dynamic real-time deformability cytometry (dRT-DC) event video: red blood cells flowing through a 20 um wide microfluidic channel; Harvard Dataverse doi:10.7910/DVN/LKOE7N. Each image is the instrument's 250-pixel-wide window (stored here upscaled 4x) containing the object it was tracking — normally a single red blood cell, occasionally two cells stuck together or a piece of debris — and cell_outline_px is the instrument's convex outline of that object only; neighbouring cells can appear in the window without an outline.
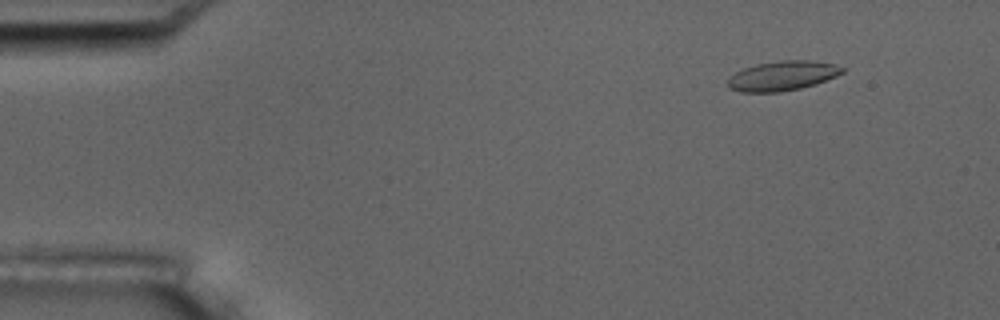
{"species": "common noctule bat (a hibernating species)", "species_latin": "Nyctalus noctula", "temperature_condition": "room temperature", "stored_images_in_passage": 4, "camera_frame_rate_fps": 3000, "um_per_image_px": 0.085, "animal": {"sex": "male", "body_mass_g": 17.5, "forearm_length_mm": 52.3}, "frame": {"image": 1, "passage_image": 2, "time_ms": 1.0, "image_size_px": [1000, 320], "cell_outline_px": [[844, 72], [836, 76], [816, 84], [800, 88], [780, 92], [740, 92], [728, 88], [728, 76], [744, 68], [756, 64], [780, 60], [808, 60], [832, 64], [844, 68]], "centroid_in_image_um": [66.47, 6.45], "position_along_channel_um": 18.5, "area_um2": 19.77}}
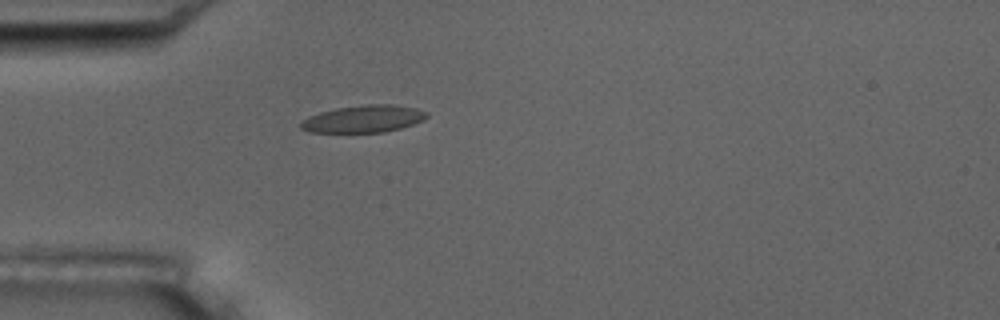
{"frame": {"image": 2, "passage_image": 4, "time_ms": 4.333, "image_size_px": [1000, 320], "cell_outline_px": [[428, 116], [424, 120], [400, 128], [384, 132], [308, 132], [300, 128], [300, 124], [308, 116], [320, 112], [336, 108], [368, 104], [392, 104], [416, 108], [428, 112]], "centroid_in_image_um": [30.91, 10.1], "position_along_channel_um": 54.1, "area_um2": 19.94}}